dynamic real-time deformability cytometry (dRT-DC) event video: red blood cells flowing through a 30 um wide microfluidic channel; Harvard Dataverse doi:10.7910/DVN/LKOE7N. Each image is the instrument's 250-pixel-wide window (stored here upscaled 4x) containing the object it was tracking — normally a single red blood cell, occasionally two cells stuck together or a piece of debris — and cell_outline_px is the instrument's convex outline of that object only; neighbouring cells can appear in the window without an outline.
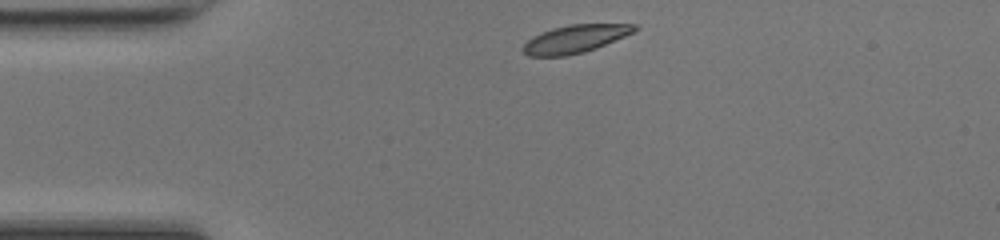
{"species": "common noctule bat (a hibernating species)", "species_latin": "Nyctalus noctula", "temperature_condition": "room temperature", "stored_images_in_passage": 39, "camera_frame_rate_fps": 3000, "um_per_image_px": 0.085, "animal": {"sex": "female", "body_mass_g": 17.0, "forearm_length_mm": 48.0}, "frame": {"image": 1, "passage_image": 1, "time_ms": 0.0, "image_size_px": [1000, 240], "cell_outline_px": [[640, 28], [636, 32], [596, 48], [584, 52], [564, 56], [528, 56], [520, 48], [532, 36], [552, 28], [568, 24], [636, 24]], "centroid_in_image_um": [48.91, 3.3], "position_along_channel_um": 36.1, "area_um2": 18.32}}
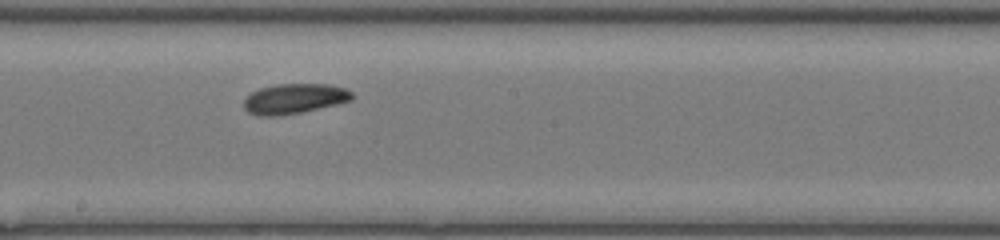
{"frame": {"image": 2, "passage_image": 17, "time_ms": 5.333, "image_size_px": [1000, 240], "cell_outline_px": [[352, 100], [336, 104], [300, 112], [276, 116], [260, 116], [248, 112], [244, 108], [244, 100], [252, 92], [260, 88], [276, 84], [328, 84], [344, 88], [352, 92]], "centroid_in_image_um": [25.0, 8.38], "position_along_channel_um": 223.2, "area_um2": 18.73}}
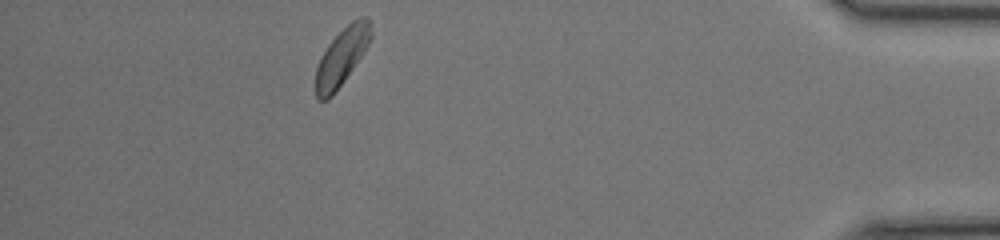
{"frame": {"image": 3, "passage_image": 34, "time_ms": 11.0, "image_size_px": [1000, 240], "cell_outline_px": [[372, 36], [364, 52], [332, 96], [328, 100], [320, 100], [316, 96], [316, 68], [320, 56], [328, 44], [352, 20], [360, 16], [368, 16], [372, 32]], "centroid_in_image_um": [29.05, 4.8], "position_along_channel_um": 406.1, "area_um2": 18.21}}